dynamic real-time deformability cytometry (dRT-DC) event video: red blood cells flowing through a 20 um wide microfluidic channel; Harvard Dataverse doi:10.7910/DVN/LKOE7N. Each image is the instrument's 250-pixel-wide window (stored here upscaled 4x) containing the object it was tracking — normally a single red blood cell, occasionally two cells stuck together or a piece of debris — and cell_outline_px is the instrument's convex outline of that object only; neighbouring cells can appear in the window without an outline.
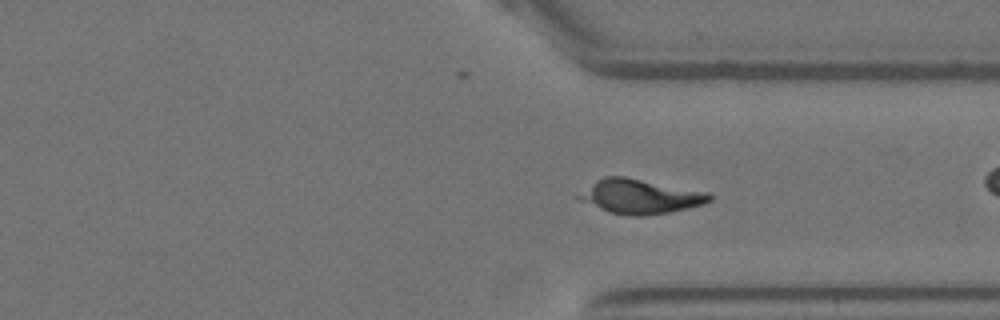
{"species": "Egyptian fruit bat (a non-hibernating species)", "species_latin": "Rousettus aegyptiacus", "temperature_condition": "warm", "stored_images_in_passage": 57, "camera_frame_rate_fps": 3000, "um_per_image_px": 0.085, "animal": {"sex": "female"}, "frame": {"image": 1, "passage_image": 41, "time_ms": 13.333, "image_size_px": [1000, 320], "cell_outline_px": [[712, 200], [704, 204], [672, 212], [644, 216], [628, 216], [608, 212], [572, 196], [596, 180], [604, 176], [624, 176], [708, 192], [712, 196]], "centroid_in_image_um": [54.38, 16.7], "position_along_channel_um": 357.0, "area_um2": 26.41}}
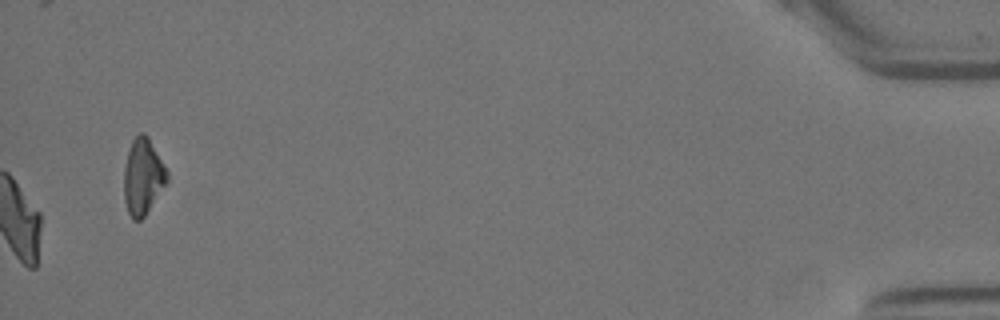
{"frame": {"image": 2, "passage_image": 57, "time_ms": 18.667, "image_size_px": [1000, 320], "cell_outline_px": [[168, 184], [144, 216], [140, 220], [132, 220], [128, 212], [124, 200], [124, 168], [128, 152], [132, 140], [140, 132], [144, 132], [148, 136], [168, 172]], "centroid_in_image_um": [12.16, 15.03], "position_along_channel_um": 423.0, "area_um2": 19.25}, "authors_computed_cell_mechanics": {"area_um2": 24.2182, "velocity_mm_per_s": 3.5094, "shape_relaxation_time_tau1_ms": 7.4428, "shape_relaxation_time_tau2_ms": 0.9651, "deformation_change_tau1": 0.2124, "deformation_change_tau2": 0.0344}}